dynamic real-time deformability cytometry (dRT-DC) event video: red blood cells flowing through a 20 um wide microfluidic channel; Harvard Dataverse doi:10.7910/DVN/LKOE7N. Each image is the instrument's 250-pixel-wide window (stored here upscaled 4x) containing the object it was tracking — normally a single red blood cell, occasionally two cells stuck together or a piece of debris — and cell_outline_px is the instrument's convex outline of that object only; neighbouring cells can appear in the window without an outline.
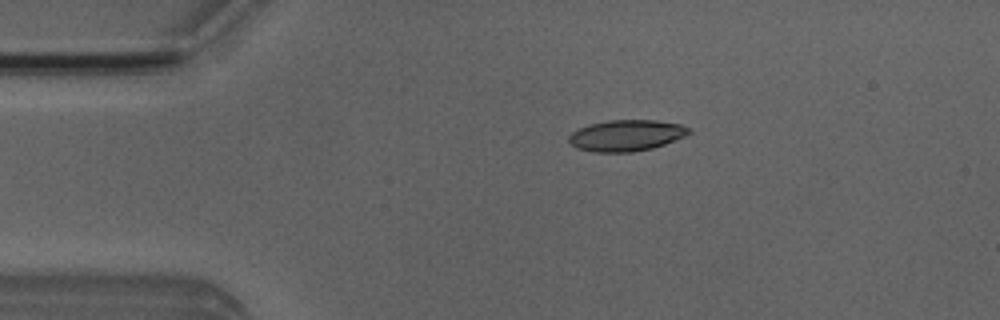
{"species": "Egyptian fruit bat (a non-hibernating species)", "species_latin": "Rousettus aegyptiacus", "temperature_condition": "room temperature", "stored_images_in_passage": 46, "camera_frame_rate_fps": 3000, "um_per_image_px": 0.085, "animal": {"sex": "male"}, "frame": {"image": 1, "passage_image": 5, "time_ms": 1.333, "image_size_px": [1000, 320], "cell_outline_px": [[692, 132], [688, 136], [652, 148], [632, 152], [592, 152], [576, 148], [568, 140], [568, 136], [572, 132], [588, 124], [608, 120], [656, 120], [680, 124], [692, 128]], "centroid_in_image_um": [53.27, 11.51], "position_along_channel_um": 31.7, "area_um2": 22.08}}
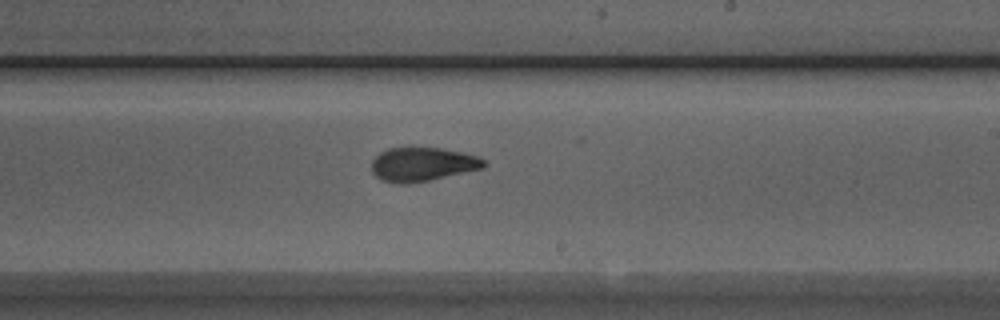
{"frame": {"image": 2, "passage_image": 25, "time_ms": 8.0, "image_size_px": [1000, 320], "cell_outline_px": [[484, 168], [428, 180], [408, 184], [396, 184], [380, 180], [372, 172], [372, 160], [380, 152], [388, 148], [440, 148], [480, 156], [484, 160]], "centroid_in_image_um": [35.88, 13.97], "position_along_channel_um": 253.1, "area_um2": 22.08}}
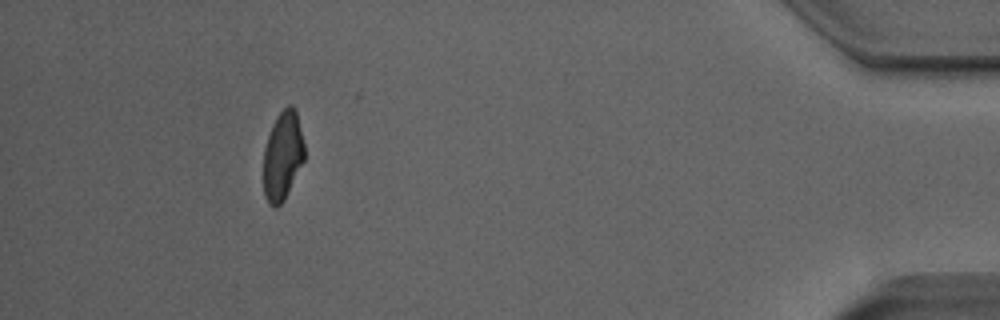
{"frame": {"image": 3, "passage_image": 42, "time_ms": 13.667, "image_size_px": [1000, 320], "cell_outline_px": [[304, 160], [284, 200], [276, 208], [272, 208], [268, 204], [264, 196], [264, 148], [272, 124], [276, 116], [288, 104], [292, 104], [296, 112], [304, 144]], "centroid_in_image_um": [24.01, 13.26], "position_along_channel_um": 411.2, "area_um2": 21.15}, "authors_computed_cell_mechanics": {"area_um2": 22.2241, "velocity_mm_per_s": 3.9623, "shape_relaxation_time_tau1_ms": 4.65, "shape_relaxation_time_tau2_ms": 1.6121, "deformation_change_tau1": 0.1684, "deformation_change_tau2": 0.0753}}